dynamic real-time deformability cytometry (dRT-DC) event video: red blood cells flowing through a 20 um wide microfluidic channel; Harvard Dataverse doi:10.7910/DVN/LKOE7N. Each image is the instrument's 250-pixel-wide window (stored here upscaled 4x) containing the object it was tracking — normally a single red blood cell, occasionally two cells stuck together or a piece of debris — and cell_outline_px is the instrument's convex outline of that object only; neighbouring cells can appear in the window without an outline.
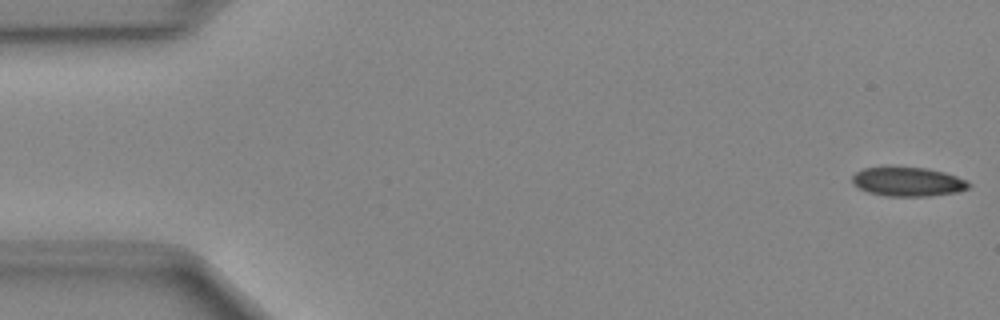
{"species": "Egyptian fruit bat (a non-hibernating species)", "species_latin": "Rousettus aegyptiacus", "temperature_condition": "cold", "stored_images_in_passage": 49, "camera_frame_rate_fps": 3000, "um_per_image_px": 0.085, "animal": {"sex": "female"}, "frame": {"image": 1, "passage_image": 1, "time_ms": 0.0, "image_size_px": [1000, 320], "cell_outline_px": [[972, 184], [968, 188], [956, 192], [928, 196], [888, 196], [868, 192], [860, 188], [852, 180], [852, 176], [856, 172], [864, 168], [888, 164], [924, 168], [944, 172], [956, 176]], "centroid_in_image_um": [77.13, 15.4], "position_along_channel_um": 7.9, "area_um2": 20.11}}
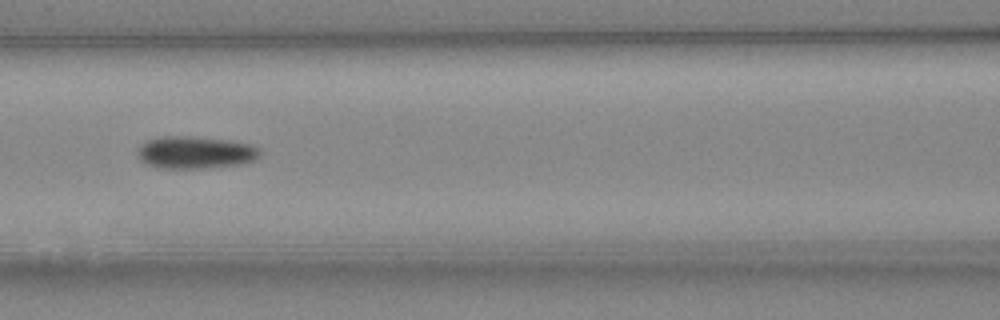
{"frame": {"image": 2, "passage_image": 21, "time_ms": 6.667, "image_size_px": [1000, 320], "cell_outline_px": [[260, 156], [256, 160], [240, 164], [208, 168], [160, 168], [148, 164], [140, 160], [140, 148], [148, 140], [164, 136], [180, 136], [224, 140], [248, 144], [256, 148], [260, 152]], "centroid_in_image_um": [16.63, 12.98], "position_along_channel_um": 150.0, "area_um2": 22.43}}
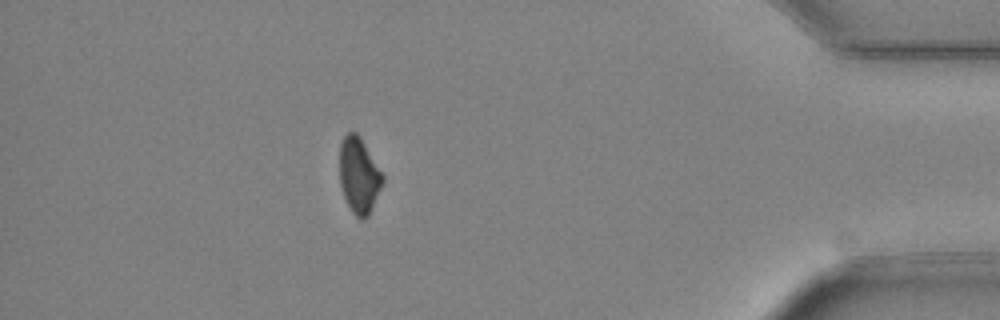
{"frame": {"image": 3, "passage_image": 43, "time_ms": 14.0, "image_size_px": [1000, 320], "cell_outline_px": [[384, 180], [368, 216], [364, 220], [360, 220], [352, 212], [344, 196], [340, 184], [340, 144], [344, 136], [348, 132], [356, 132], [360, 136], [384, 176]], "centroid_in_image_um": [30.51, 14.91], "position_along_channel_um": 404.7, "area_um2": 18.84}}